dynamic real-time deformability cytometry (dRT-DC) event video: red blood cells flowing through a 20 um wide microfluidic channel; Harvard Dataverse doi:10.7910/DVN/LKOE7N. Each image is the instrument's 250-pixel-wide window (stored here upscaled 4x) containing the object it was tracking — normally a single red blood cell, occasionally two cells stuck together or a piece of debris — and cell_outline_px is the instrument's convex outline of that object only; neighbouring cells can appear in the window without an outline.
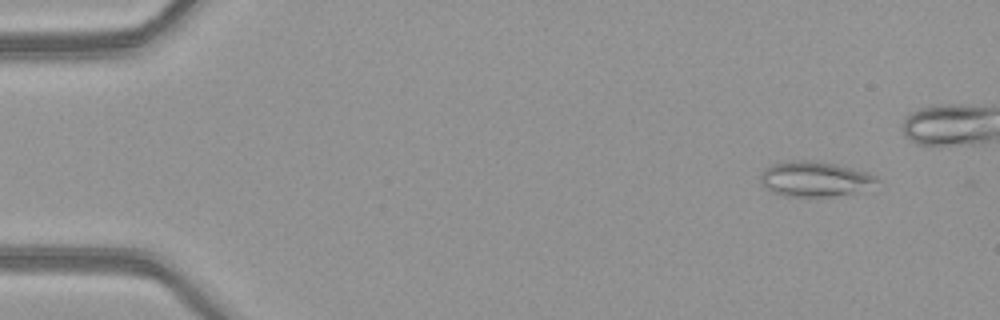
{"species": "common noctule bat (a hibernating species)", "species_latin": "Nyctalus noctula", "temperature_condition": "warm", "stored_images_in_passage": 7, "camera_frame_rate_fps": 3000, "um_per_image_px": 0.085, "animal": {"sex": "female", "body_mass_g": 21.9}, "frame": {"image": 1, "passage_image": 1, "time_ms": 0.0, "image_size_px": [1000, 320], "cell_outline_px": [[880, 180], [852, 192], [832, 196], [784, 196], [772, 192], [760, 180], [760, 172], [764, 168], [772, 164], [800, 160], [816, 160], [836, 164], [868, 172], [876, 176]], "centroid_in_image_um": [69.19, 15.19], "position_along_channel_um": 15.8, "area_um2": 23.35}}
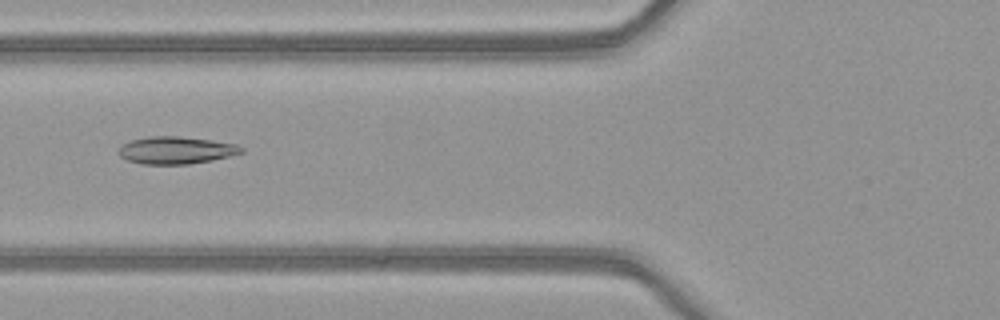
{"frame": {"image": 2, "passage_image": 6, "time_ms": 1.667, "image_size_px": [1000, 320], "cell_outline_px": [[244, 152], [212, 160], [188, 164], [140, 164], [128, 160], [120, 156], [116, 152], [120, 144], [132, 140], [148, 136], [176, 136], [212, 140], [236, 144], [244, 148]], "centroid_in_image_um": [14.92, 12.77], "position_along_channel_um": 110.9, "area_um2": 19.65}}
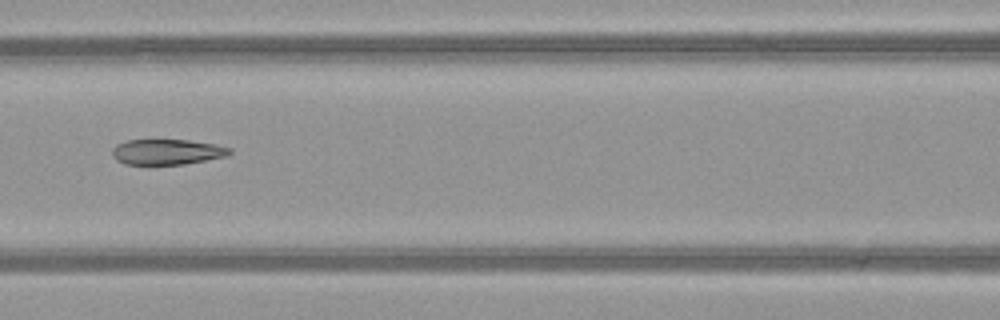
{"frame": {"image": 3, "passage_image": 7, "time_ms": 2.0, "image_size_px": [1000, 320], "cell_outline_px": [[232, 152], [228, 156], [184, 164], [124, 164], [116, 160], [112, 156], [112, 148], [116, 144], [128, 140], [188, 140], [216, 144], [232, 148]], "centroid_in_image_um": [14.21, 12.91], "position_along_channel_um": 152.4, "area_um2": 17.51}}